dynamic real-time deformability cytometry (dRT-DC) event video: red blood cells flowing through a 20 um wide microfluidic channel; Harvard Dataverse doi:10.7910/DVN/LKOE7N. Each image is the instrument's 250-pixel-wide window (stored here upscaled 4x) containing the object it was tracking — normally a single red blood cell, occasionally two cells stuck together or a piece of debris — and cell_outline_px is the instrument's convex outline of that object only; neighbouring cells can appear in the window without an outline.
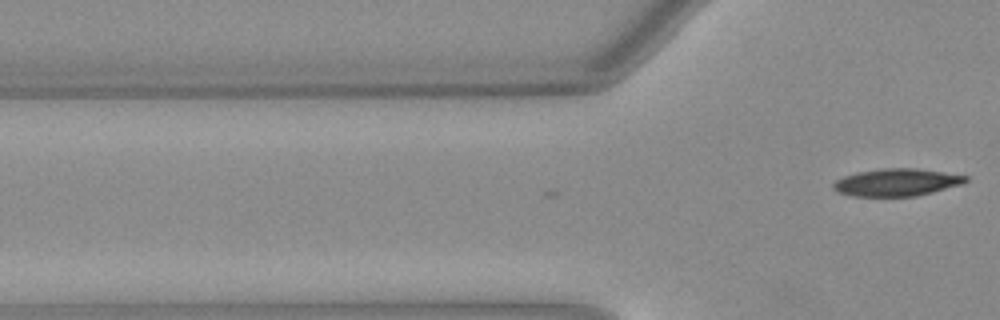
{"species": "Egyptian fruit bat (a non-hibernating species)", "species_latin": "Rousettus aegyptiacus", "temperature_condition": "warm", "stored_images_in_passage": 4, "camera_frame_rate_fps": 3000, "um_per_image_px": 0.085, "animal": {"sex": "female"}, "frame": {"image": 1, "passage_image": 4, "time_ms": 1.0, "image_size_px": [1000, 320], "cell_outline_px": [[968, 180], [960, 184], [932, 192], [916, 196], [852, 196], [840, 192], [832, 188], [832, 184], [836, 180], [844, 176], [856, 172], [884, 168], [916, 168], [968, 176]], "centroid_in_image_um": [76.18, 15.49], "position_along_channel_um": 49.6, "area_um2": 20.92}}